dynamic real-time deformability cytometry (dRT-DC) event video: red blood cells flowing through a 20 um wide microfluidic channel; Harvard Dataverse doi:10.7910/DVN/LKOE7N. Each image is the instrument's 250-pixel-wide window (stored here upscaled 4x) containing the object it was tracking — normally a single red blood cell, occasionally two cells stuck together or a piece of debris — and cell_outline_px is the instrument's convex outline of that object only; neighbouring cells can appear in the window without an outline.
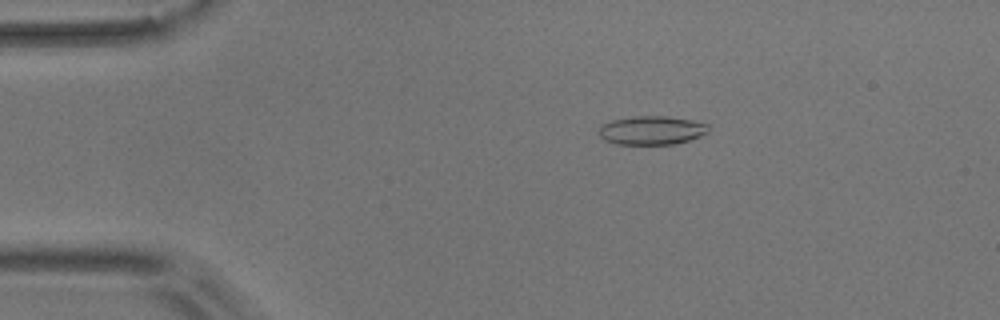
{"species": "common noctule bat (a hibernating species)", "species_latin": "Nyctalus noctula", "temperature_condition": "room temperature", "stored_images_in_passage": 55, "camera_frame_rate_fps": 3000, "um_per_image_px": 0.085, "animal": {"sex": "male", "body_mass_g": 17.9}, "frame": {"image": 1, "passage_image": 10, "time_ms": 3.0, "image_size_px": [1000, 320], "cell_outline_px": [[708, 132], [700, 136], [676, 144], [616, 144], [604, 140], [600, 136], [600, 124], [612, 120], [636, 116], [668, 116], [692, 120], [708, 124]], "centroid_in_image_um": [55.38, 11.07], "position_along_channel_um": 29.6, "area_um2": 18.32}}
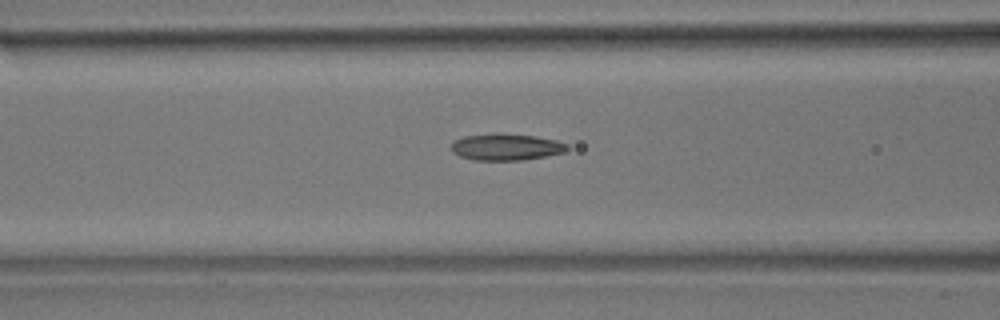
{"frame": {"image": 2, "passage_image": 22, "time_ms": 7.0, "image_size_px": [1000, 320], "cell_outline_px": [[568, 148], [564, 152], [544, 156], [520, 160], [476, 160], [460, 156], [452, 152], [448, 148], [452, 140], [464, 136], [496, 132], [536, 136], [556, 140], [568, 144]], "centroid_in_image_um": [42.95, 12.47], "position_along_channel_um": 123.7, "area_um2": 18.26}}
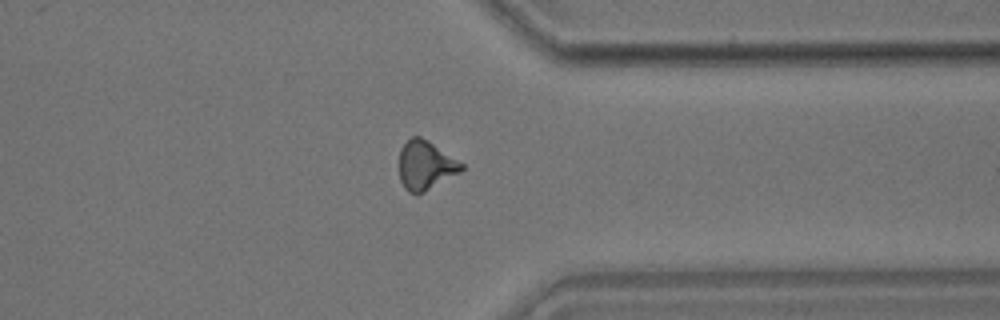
{"frame": {"image": 3, "passage_image": 43, "time_ms": 14.0, "image_size_px": [1000, 320], "cell_outline_px": [[464, 168], [460, 172], [424, 192], [416, 196], [408, 192], [404, 188], [400, 180], [400, 148], [412, 136], [420, 136], [428, 140], [464, 164]], "centroid_in_image_um": [36.16, 14.06], "position_along_channel_um": 375.2, "area_um2": 17.8}, "authors_computed_cell_mechanics": {"area_um2": 17.7446, "velocity_mm_per_s": 3.654, "shape_relaxation_time_tau1_ms": 5.7599, "shape_relaxation_time_tau2_ms": 2.7328, "deformation_change_tau1": 0.161, "deformation_change_tau2": 0.1065}}